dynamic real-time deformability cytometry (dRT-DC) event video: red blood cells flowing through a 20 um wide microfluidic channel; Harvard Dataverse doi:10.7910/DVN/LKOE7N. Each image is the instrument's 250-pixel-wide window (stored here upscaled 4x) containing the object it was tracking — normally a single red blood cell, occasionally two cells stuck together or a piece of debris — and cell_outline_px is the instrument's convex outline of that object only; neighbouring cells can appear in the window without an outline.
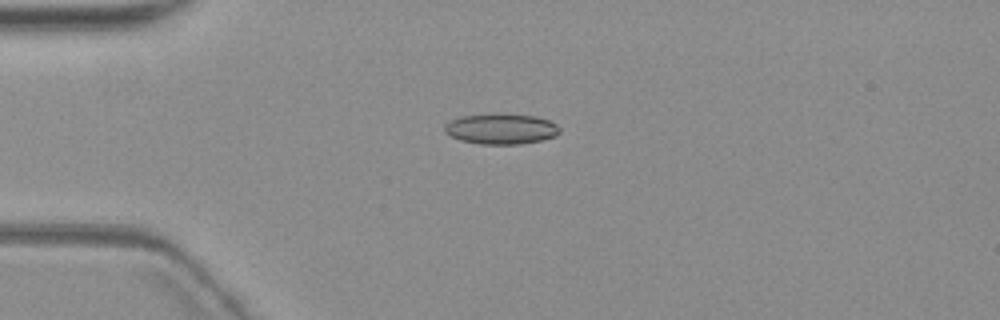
{"species": "common noctule bat (a hibernating species)", "species_latin": "Nyctalus noctula", "temperature_condition": "warm", "stored_images_in_passage": 5, "camera_frame_rate_fps": 3000, "um_per_image_px": 0.085, "animal": {"sex": "female", "body_mass_g": 19.3, "forearm_length_mm": 54.1}, "frame": {"image": 1, "passage_image": 1, "time_ms": 0.0, "image_size_px": [1000, 320], "cell_outline_px": [[560, 132], [556, 136], [540, 140], [520, 144], [480, 144], [460, 140], [444, 132], [444, 124], [460, 116], [536, 116], [548, 120], [556, 124], [560, 128]], "centroid_in_image_um": [42.6, 11.0], "position_along_channel_um": 42.4, "area_um2": 19.71}}
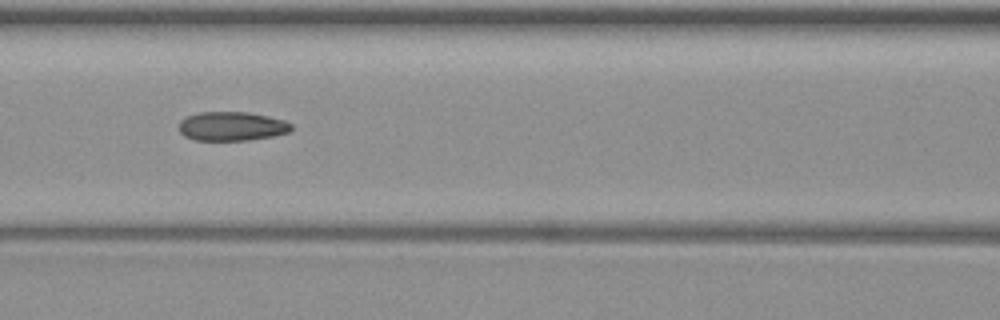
{"frame": {"image": 2, "passage_image": 4, "time_ms": 3.667, "image_size_px": [1000, 320], "cell_outline_px": [[292, 128], [288, 132], [272, 136], [248, 140], [192, 140], [184, 136], [180, 132], [180, 120], [188, 116], [200, 112], [248, 112], [268, 116], [284, 120], [292, 124]], "centroid_in_image_um": [19.69, 10.73], "position_along_channel_um": 146.9, "area_um2": 18.96}}
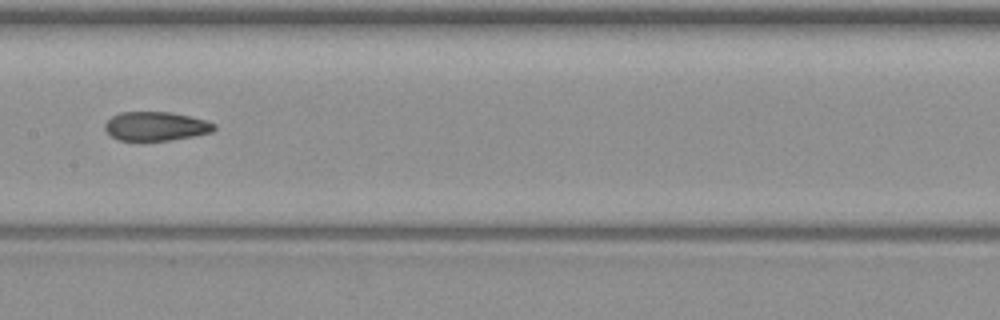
{"frame": {"image": 3, "passage_image": 5, "time_ms": 5.0, "image_size_px": [1000, 320], "cell_outline_px": [[216, 128], [212, 132], [196, 136], [172, 140], [120, 140], [112, 136], [104, 128], [104, 124], [112, 116], [120, 112], [172, 112], [204, 120], [216, 124]], "centroid_in_image_um": [13.27, 10.73], "position_along_channel_um": 194.1, "area_um2": 18.38}}